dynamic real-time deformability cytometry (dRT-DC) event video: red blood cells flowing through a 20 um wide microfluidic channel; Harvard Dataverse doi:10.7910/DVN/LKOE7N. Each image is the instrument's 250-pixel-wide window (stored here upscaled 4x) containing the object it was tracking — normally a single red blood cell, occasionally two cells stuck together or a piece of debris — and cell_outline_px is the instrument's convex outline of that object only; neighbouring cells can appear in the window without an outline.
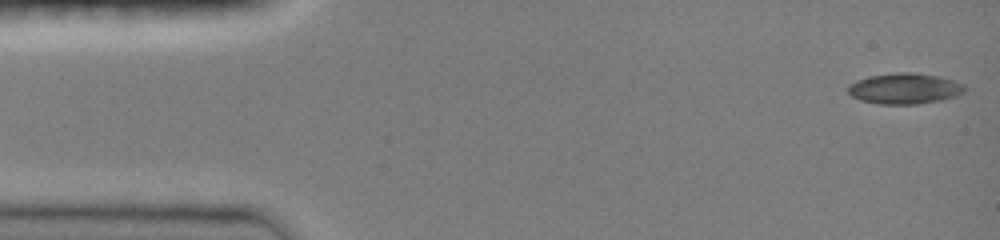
{"species": "common noctule bat (a hibernating species)", "species_latin": "Nyctalus noctula", "temperature_condition": "room temperature", "stored_images_in_passage": 47, "camera_frame_rate_fps": 3000, "um_per_image_px": 0.085, "animal": {"sex": "female", "body_mass_g": 19.0, "forearm_length_mm": 51.5}, "frame": {"image": 1, "passage_image": 1, "time_ms": 0.0, "image_size_px": [1000, 240], "cell_outline_px": [[968, 88], [964, 92], [956, 96], [940, 100], [916, 104], [876, 104], [860, 100], [852, 96], [848, 92], [848, 84], [856, 80], [868, 76], [896, 72], [912, 72], [940, 76], [956, 80], [964, 84]], "centroid_in_image_um": [76.91, 7.52], "position_along_channel_um": 8.1, "area_um2": 21.27}}
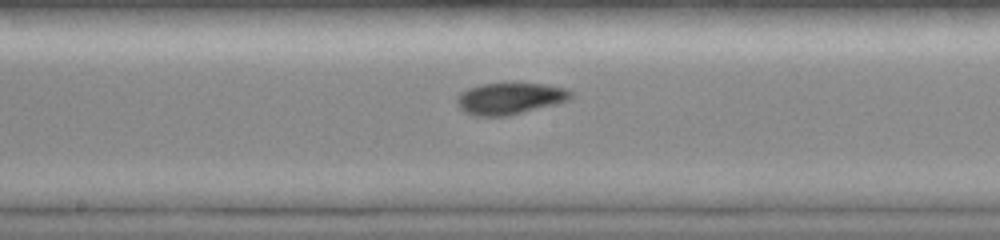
{"frame": {"image": 2, "passage_image": 24, "time_ms": 7.667, "image_size_px": [1000, 240], "cell_outline_px": [[572, 96], [568, 100], [556, 104], [508, 116], [476, 116], [464, 112], [456, 104], [456, 96], [460, 92], [468, 88], [480, 84], [512, 80], [544, 84], [568, 88], [572, 92]], "centroid_in_image_um": [43.32, 8.32], "position_along_channel_um": 204.9, "area_um2": 21.96}}
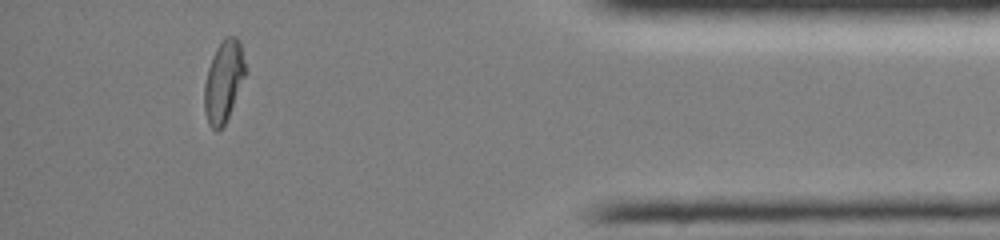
{"frame": {"image": 3, "passage_image": 42, "time_ms": 13.667, "image_size_px": [1000, 240], "cell_outline_px": [[244, 76], [228, 116], [224, 124], [216, 132], [208, 124], [204, 112], [204, 84], [208, 68], [212, 56], [216, 48], [228, 36], [236, 36], [240, 40], [244, 60]], "centroid_in_image_um": [18.97, 6.91], "position_along_channel_um": 416.2, "area_um2": 19.02}, "authors_computed_cell_mechanics": {"area_um2": 19.8254, "velocity_mm_per_s": 4.0747, "shape_relaxation_time_tau1_ms": null, "shape_relaxation_time_tau2_ms": 1.901, "deformation_change_tau1": null, "deformation_change_tau2": 0.055}}